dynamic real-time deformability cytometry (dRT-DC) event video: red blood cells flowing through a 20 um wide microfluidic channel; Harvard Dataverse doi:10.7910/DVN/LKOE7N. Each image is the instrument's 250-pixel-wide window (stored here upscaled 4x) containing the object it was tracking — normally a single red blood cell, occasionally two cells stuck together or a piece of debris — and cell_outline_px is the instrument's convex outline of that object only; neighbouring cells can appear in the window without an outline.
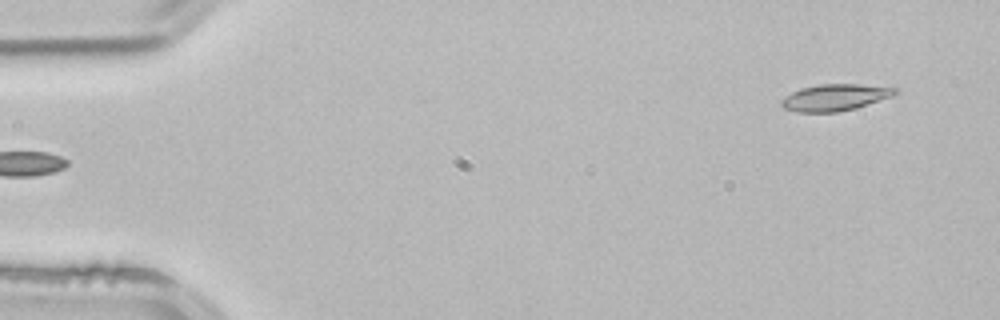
{"species": "common noctule bat (a hibernating species)", "species_latin": "Nyctalus noctula", "temperature_condition": "room temperature", "stored_images_in_passage": 3, "segment_of_instrument_passage": [2, 2], "camera_frame_rate_fps": 3000, "um_per_image_px": 0.085, "animal": {"sex": "male", "body_mass_g": 21.5, "forearm_length_mm": 52.0}, "frame": {"image": 1, "passage_image": 3, "time_ms": 0.667, "image_size_px": [1000, 320], "cell_outline_px": [[900, 92], [892, 96], [856, 108], [836, 112], [796, 112], [784, 108], [780, 104], [780, 100], [792, 92], [800, 88], [820, 84], [856, 84], [896, 88]], "centroid_in_image_um": [70.95, 8.28], "position_along_channel_um": 14.0, "area_um2": 17.57}}